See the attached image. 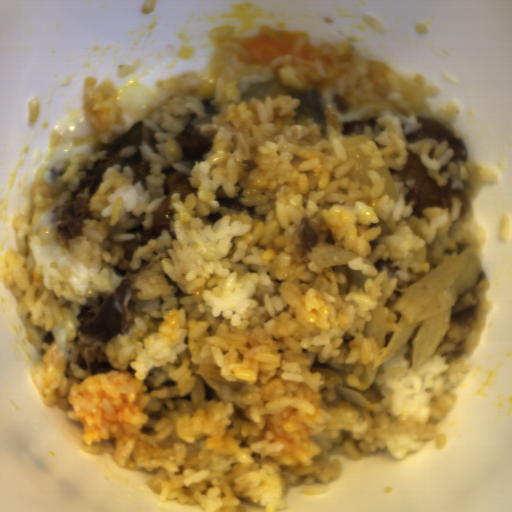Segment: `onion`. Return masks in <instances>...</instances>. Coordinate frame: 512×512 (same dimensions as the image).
Here are the masks:
<instances>
[{
  "mask_svg": "<svg viewBox=\"0 0 512 512\" xmlns=\"http://www.w3.org/2000/svg\"><path fill=\"white\" fill-rule=\"evenodd\" d=\"M369 320L364 324L361 334L365 338H373L380 350L386 347L385 340V298L379 297L376 307L370 308Z\"/></svg>",
  "mask_w": 512,
  "mask_h": 512,
  "instance_id": "obj_3",
  "label": "onion"
},
{
  "mask_svg": "<svg viewBox=\"0 0 512 512\" xmlns=\"http://www.w3.org/2000/svg\"><path fill=\"white\" fill-rule=\"evenodd\" d=\"M351 284L365 292V282L369 279H376L377 275H365L361 270L350 268Z\"/></svg>",
  "mask_w": 512,
  "mask_h": 512,
  "instance_id": "obj_4",
  "label": "onion"
},
{
  "mask_svg": "<svg viewBox=\"0 0 512 512\" xmlns=\"http://www.w3.org/2000/svg\"><path fill=\"white\" fill-rule=\"evenodd\" d=\"M305 253L319 270L332 266L345 265L350 261L362 258V263L369 264L378 273L375 265L368 257L346 249L332 246H311L310 252Z\"/></svg>",
  "mask_w": 512,
  "mask_h": 512,
  "instance_id": "obj_2",
  "label": "onion"
},
{
  "mask_svg": "<svg viewBox=\"0 0 512 512\" xmlns=\"http://www.w3.org/2000/svg\"><path fill=\"white\" fill-rule=\"evenodd\" d=\"M476 254L461 250L441 260L409 286L395 289L384 303L385 309L399 315V327L384 333L385 347L380 348L372 364L400 355L408 343L412 351L407 359L413 368L434 357L459 303L460 294L453 285Z\"/></svg>",
  "mask_w": 512,
  "mask_h": 512,
  "instance_id": "obj_1",
  "label": "onion"
}]
</instances>
